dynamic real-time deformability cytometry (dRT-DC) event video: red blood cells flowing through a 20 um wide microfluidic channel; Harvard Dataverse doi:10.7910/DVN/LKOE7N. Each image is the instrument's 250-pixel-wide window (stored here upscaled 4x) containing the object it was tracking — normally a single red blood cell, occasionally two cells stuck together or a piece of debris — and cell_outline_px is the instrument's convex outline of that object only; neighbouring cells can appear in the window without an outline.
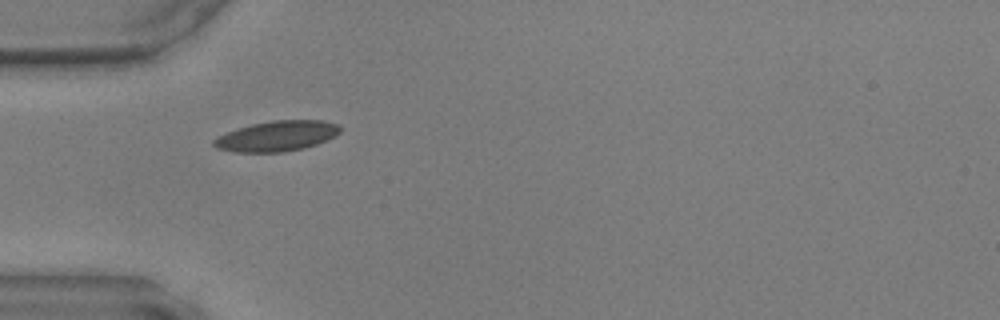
{"species": "common noctule bat (a hibernating species)", "species_latin": "Nyctalus noctula", "temperature_condition": "warm", "stored_images_in_passage": 4, "camera_frame_rate_fps": 3000, "um_per_image_px": 0.085, "animal": {"sex": "male", "body_mass_g": 17.9, "forearm_length_mm": 54.2}, "frame": {"image": 1, "passage_image": 1, "time_ms": 0.0, "image_size_px": [1000, 320], "cell_outline_px": [[340, 132], [336, 136], [316, 144], [304, 148], [284, 152], [232, 152], [216, 148], [212, 144], [212, 140], [216, 136], [252, 124], [272, 120], [324, 120], [340, 124]], "centroid_in_image_um": [23.54, 11.56], "position_along_channel_um": 61.5, "area_um2": 22.48}}